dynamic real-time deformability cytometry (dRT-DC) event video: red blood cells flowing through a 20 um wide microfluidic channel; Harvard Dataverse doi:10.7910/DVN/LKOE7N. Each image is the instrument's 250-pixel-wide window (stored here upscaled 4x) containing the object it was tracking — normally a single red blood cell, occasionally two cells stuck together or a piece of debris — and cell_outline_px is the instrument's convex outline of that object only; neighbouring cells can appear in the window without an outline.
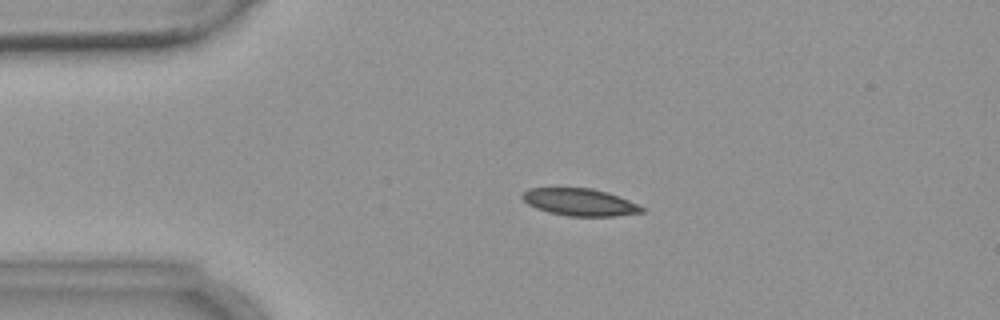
{"species": "common noctule bat (a hibernating species)", "species_latin": "Nyctalus noctula", "temperature_condition": "warm", "stored_images_in_passage": 3, "camera_frame_rate_fps": 3000, "um_per_image_px": 0.085, "animal": {"sex": "female", "body_mass_g": 18.4}, "frame": {"image": 1, "passage_image": 2, "time_ms": 2.333, "image_size_px": [1000, 320], "cell_outline_px": [[644, 212], [616, 216], [568, 216], [548, 212], [536, 208], [528, 204], [520, 196], [528, 188], [592, 188], [628, 200], [644, 208]], "centroid_in_image_um": [49.24, 17.19], "position_along_channel_um": 35.8, "area_um2": 18.73}}